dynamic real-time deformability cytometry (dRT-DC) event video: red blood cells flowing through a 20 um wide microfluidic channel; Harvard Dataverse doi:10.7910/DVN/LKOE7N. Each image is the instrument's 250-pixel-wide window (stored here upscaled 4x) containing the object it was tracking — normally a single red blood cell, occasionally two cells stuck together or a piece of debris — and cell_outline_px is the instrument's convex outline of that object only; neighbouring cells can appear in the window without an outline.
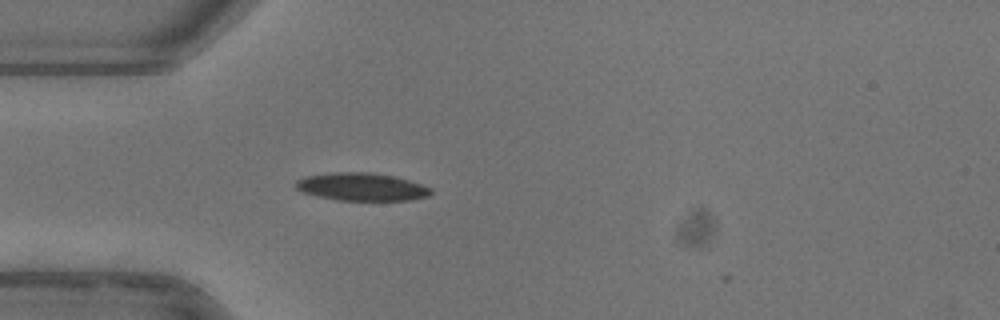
{"species": "common noctule bat (a hibernating species)", "species_latin": "Nyctalus noctula", "temperature_condition": "warm", "stored_images_in_passage": 34, "camera_frame_rate_fps": 3000, "um_per_image_px": 0.085, "animal": {"sex": "female"}, "frame": {"image": 1, "passage_image": 1, "time_ms": 0.0, "image_size_px": [1000, 320], "cell_outline_px": [[432, 192], [428, 196], [408, 200], [340, 200], [320, 196], [304, 192], [296, 188], [296, 180], [304, 176], [328, 172], [372, 172], [396, 176], [432, 188]], "centroid_in_image_um": [30.74, 15.86], "position_along_channel_um": 54.3, "area_um2": 21.85}}
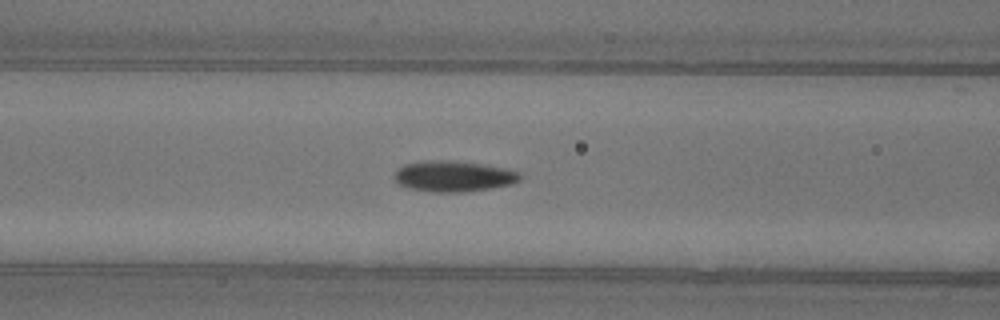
{"frame": {"image": 2, "passage_image": 7, "time_ms": 2.0, "image_size_px": [1000, 320], "cell_outline_px": [[520, 180], [512, 184], [488, 188], [460, 192], [432, 192], [408, 188], [396, 184], [392, 176], [404, 164], [424, 160], [452, 160], [484, 164], [504, 168], [520, 172]], "centroid_in_image_um": [38.5, 14.97], "position_along_channel_um": 128.1, "area_um2": 22.72}}
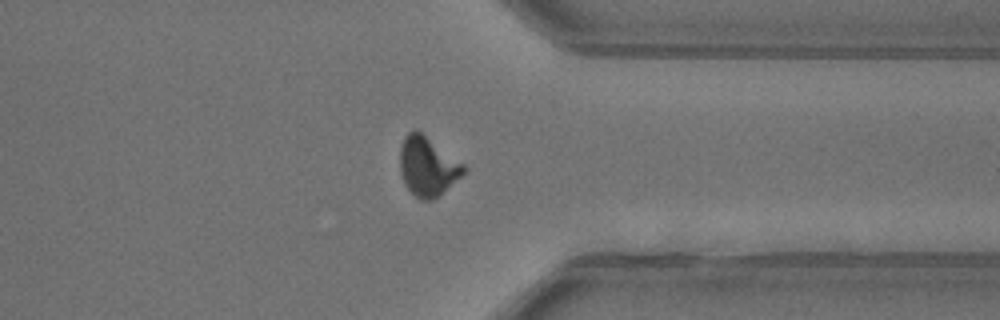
{"frame": {"image": 3, "passage_image": 26, "time_ms": 8.333, "image_size_px": [1000, 320], "cell_outline_px": [[468, 168], [460, 176], [432, 200], [420, 200], [404, 184], [400, 172], [400, 148], [404, 136], [408, 132], [416, 128], [464, 164]], "centroid_in_image_um": [36.31, 14.11], "position_along_channel_um": 375.1, "area_um2": 21.73}, "authors_computed_cell_mechanics": {"area_um2": 21.8484, "velocity_mm_per_s": 3.9877, "shape_relaxation_time_tau1_ms": 3.6895, "shape_relaxation_time_tau2_ms": 1.2972, "deformation_change_tau1": 0.182, "deformation_change_tau2": 0.0661}}